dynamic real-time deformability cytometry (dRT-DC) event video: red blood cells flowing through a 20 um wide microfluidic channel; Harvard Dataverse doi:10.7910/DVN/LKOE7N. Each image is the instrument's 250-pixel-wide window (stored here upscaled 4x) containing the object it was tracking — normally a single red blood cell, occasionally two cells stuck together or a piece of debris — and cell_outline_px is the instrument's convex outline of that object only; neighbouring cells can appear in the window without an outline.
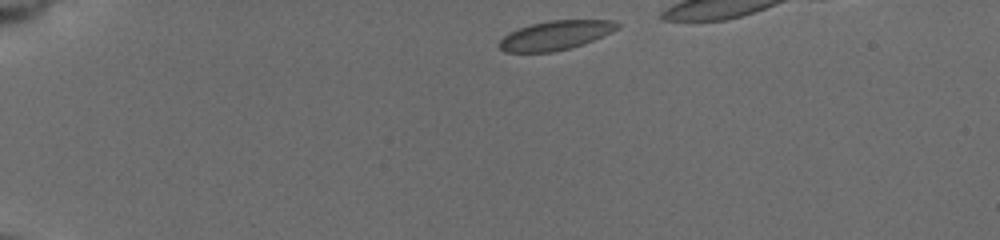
{"species": "common noctule bat (a hibernating species)", "species_latin": "Nyctalus noctula", "temperature_condition": "cold", "stored_images_in_passage": 29, "camera_frame_rate_fps": 3000, "um_per_image_px": 0.085, "animal": {"sex": "female", "body_mass_g": 19.5, "forearm_length_mm": 54.1}, "frame": {"image": 1, "passage_image": 1, "time_ms": 0.0, "image_size_px": [1000, 240], "cell_outline_px": [[620, 28], [612, 32], [592, 40], [568, 48], [552, 52], [504, 52], [496, 44], [504, 36], [520, 28], [532, 24], [548, 20], [616, 20], [620, 24]], "centroid_in_image_um": [47.23, 2.99], "position_along_channel_um": 37.8, "area_um2": 19.88}}
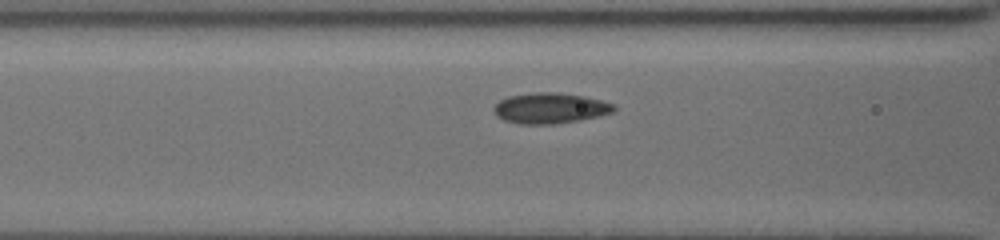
{"frame": {"image": 2, "passage_image": 20, "time_ms": 4.0, "image_size_px": [1000, 240], "cell_outline_px": [[616, 108], [612, 112], [596, 116], [576, 120], [552, 124], [520, 124], [504, 120], [496, 116], [492, 108], [500, 100], [508, 96], [532, 92], [556, 92], [584, 96], [616, 104]], "centroid_in_image_um": [46.72, 9.18], "position_along_channel_um": 119.9, "area_um2": 21.33}}
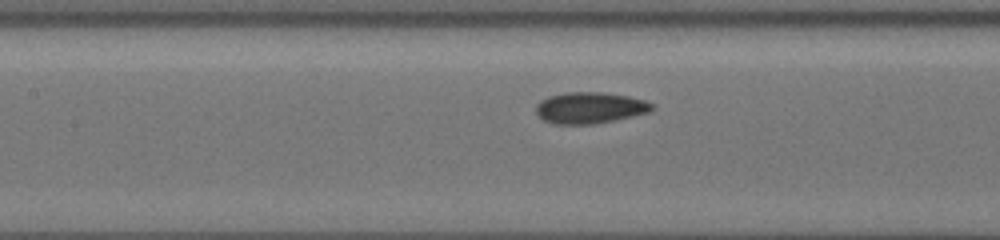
{"frame": {"image": 3, "passage_image": 25, "time_ms": 5.0, "image_size_px": [1000, 240], "cell_outline_px": [[656, 108], [652, 112], [592, 124], [556, 124], [544, 120], [536, 112], [536, 104], [540, 100], [548, 96], [564, 92], [604, 92], [628, 96], [644, 100], [652, 104]], "centroid_in_image_um": [50.15, 9.15], "position_along_channel_um": 157.3, "area_um2": 21.21}}